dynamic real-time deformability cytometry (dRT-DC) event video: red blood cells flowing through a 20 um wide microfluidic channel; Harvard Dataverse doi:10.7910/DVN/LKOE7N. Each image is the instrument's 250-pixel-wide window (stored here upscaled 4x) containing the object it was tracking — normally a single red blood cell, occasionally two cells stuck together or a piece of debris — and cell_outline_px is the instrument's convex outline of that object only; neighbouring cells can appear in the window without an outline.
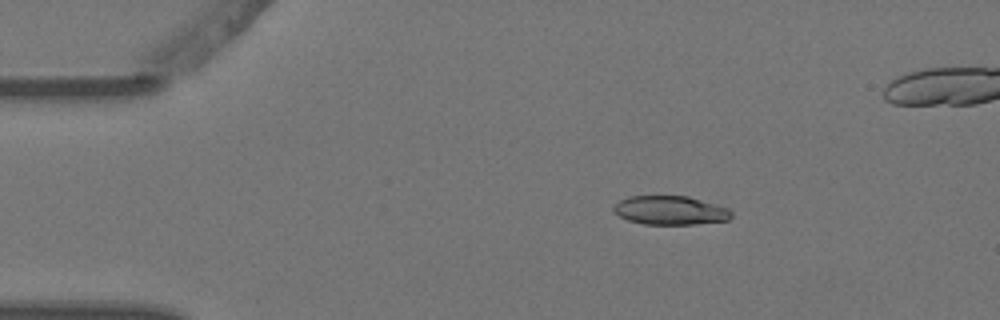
{"species": "Egyptian fruit bat (a non-hibernating species)", "species_latin": "Rousettus aegyptiacus", "temperature_condition": "warm", "stored_images_in_passage": 4, "camera_frame_rate_fps": 3000, "um_per_image_px": 0.085, "animal": {"sex": "female"}, "frame": {"image": 1, "passage_image": 1, "time_ms": 0.0, "image_size_px": [1000, 320], "cell_outline_px": [[732, 216], [728, 220], [696, 224], [644, 224], [628, 220], [612, 212], [612, 208], [620, 200], [628, 196], [688, 196], [728, 208], [732, 212]], "centroid_in_image_um": [56.95, 17.88], "position_along_channel_um": 28.0, "area_um2": 19.77}}
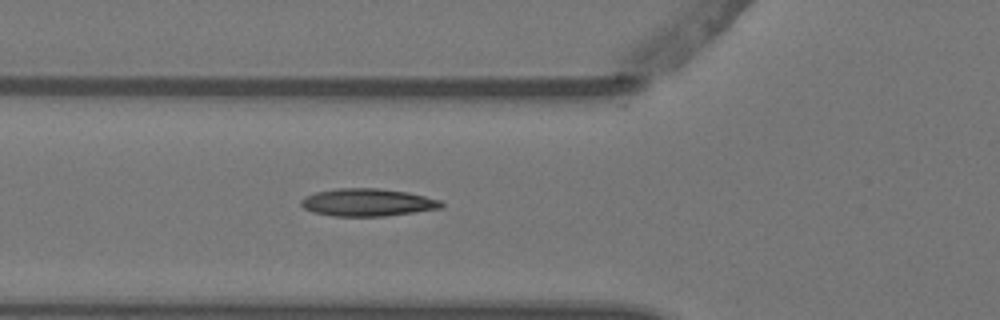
{"frame": {"image": 2, "passage_image": 4, "time_ms": 1.0, "image_size_px": [1000, 320], "cell_outline_px": [[444, 208], [384, 216], [332, 216], [312, 212], [304, 208], [300, 204], [300, 200], [304, 196], [316, 192], [336, 188], [376, 188], [408, 192], [440, 200], [444, 204]], "centroid_in_image_um": [31.22, 17.2], "position_along_channel_um": 94.6, "area_um2": 22.66}}